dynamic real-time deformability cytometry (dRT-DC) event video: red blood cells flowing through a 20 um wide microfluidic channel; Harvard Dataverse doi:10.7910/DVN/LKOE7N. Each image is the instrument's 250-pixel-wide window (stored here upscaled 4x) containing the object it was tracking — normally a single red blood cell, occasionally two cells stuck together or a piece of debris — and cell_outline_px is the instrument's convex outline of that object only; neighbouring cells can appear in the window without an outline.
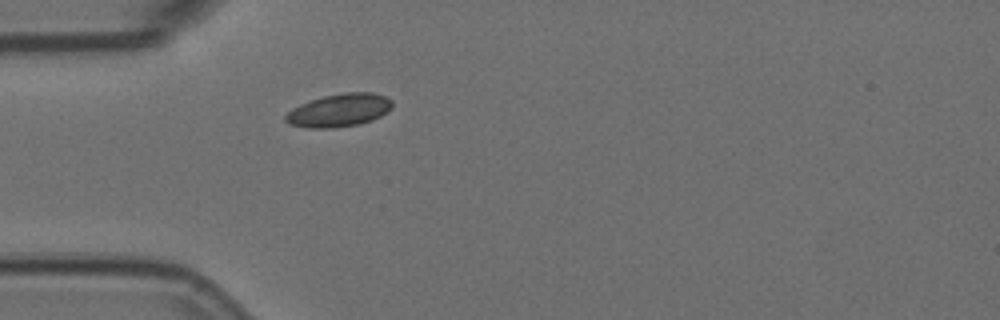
{"species": "Egyptian fruit bat (a non-hibernating species)", "species_latin": "Rousettus aegyptiacus", "temperature_condition": "room temperature", "stored_images_in_passage": 40, "camera_frame_rate_fps": 3000, "um_per_image_px": 0.085, "animal": {"sex": "female"}, "frame": {"image": 1, "passage_image": 2, "time_ms": 0.333, "image_size_px": [1000, 320], "cell_outline_px": [[392, 108], [388, 112], [372, 120], [360, 124], [332, 128], [308, 128], [288, 124], [284, 120], [284, 116], [292, 108], [300, 104], [324, 96], [344, 92], [372, 92], [388, 96], [392, 100]], "centroid_in_image_um": [28.85, 9.37], "position_along_channel_um": 56.2, "area_um2": 20.75}}
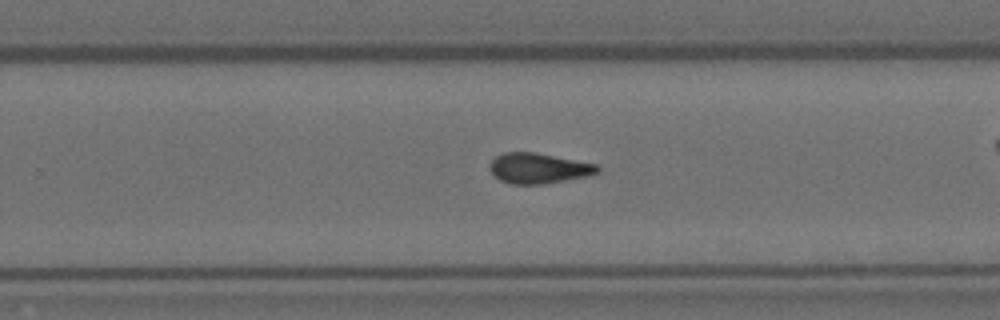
{"frame": {"image": 2, "passage_image": 18, "time_ms": 5.667, "image_size_px": [1000, 320], "cell_outline_px": [[600, 172], [588, 176], [544, 184], [512, 184], [500, 180], [488, 168], [488, 164], [496, 156], [504, 152], [532, 152], [596, 164], [600, 168]], "centroid_in_image_um": [45.76, 14.31], "position_along_channel_um": 284.0, "area_um2": 18.96}}
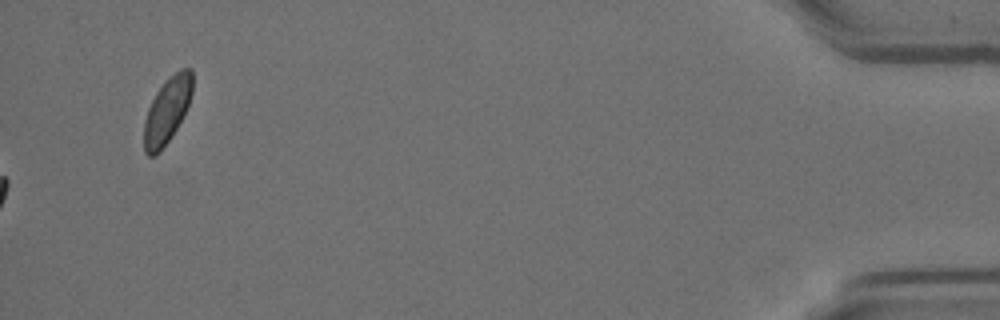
{"frame": {"image": 3, "passage_image": 40, "time_ms": 13.0, "image_size_px": [1000, 320], "cell_outline_px": [[192, 92], [188, 104], [172, 136], [160, 152], [156, 156], [148, 156], [144, 152], [144, 120], [148, 108], [156, 92], [164, 80], [180, 68], [192, 68]], "centroid_in_image_um": [14.18, 9.39], "position_along_channel_um": 421.0, "area_um2": 18.61}, "authors_computed_cell_mechanics": {"area_um2": 18.7561, "velocity_mm_per_s": 3.5994, "shape_relaxation_time_tau1_ms": null, "shape_relaxation_time_tau2_ms": 4.7181, "deformation_change_tau1": null, "deformation_change_tau2": 0.0776}}